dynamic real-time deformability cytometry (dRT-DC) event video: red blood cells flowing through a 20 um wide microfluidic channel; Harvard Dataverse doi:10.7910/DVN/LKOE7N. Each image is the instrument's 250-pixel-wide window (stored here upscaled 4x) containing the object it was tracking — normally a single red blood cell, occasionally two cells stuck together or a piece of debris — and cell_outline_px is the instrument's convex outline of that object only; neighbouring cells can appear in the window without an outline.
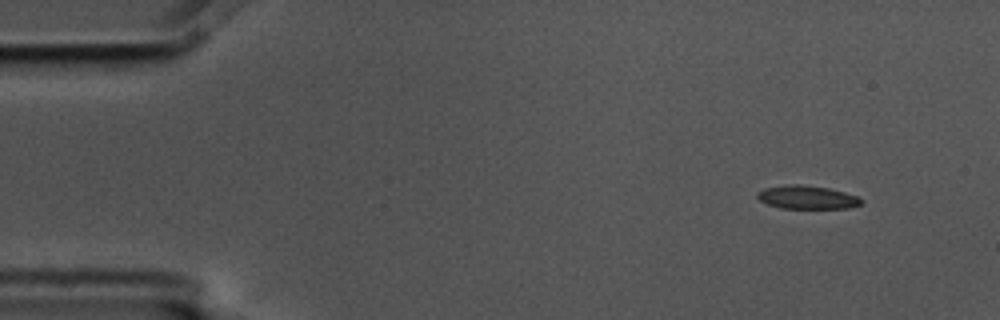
{"species": "common noctule bat (a hibernating species)", "species_latin": "Nyctalus noctula", "temperature_condition": "cold", "stored_images_in_passage": 5, "camera_frame_rate_fps": 3000, "um_per_image_px": 0.085, "animal": {"sex": "male", "body_mass_g": 17.5, "forearm_length_mm": 52.3}, "frame": {"image": 1, "passage_image": 1, "time_ms": 0.0, "image_size_px": [1000, 320], "cell_outline_px": [[864, 200], [860, 204], [848, 208], [780, 208], [768, 204], [760, 200], [756, 196], [756, 192], [764, 188], [788, 184], [800, 184], [828, 188], [844, 192], [856, 196]], "centroid_in_image_um": [68.57, 16.76], "position_along_channel_um": 16.4, "area_um2": 14.1}}
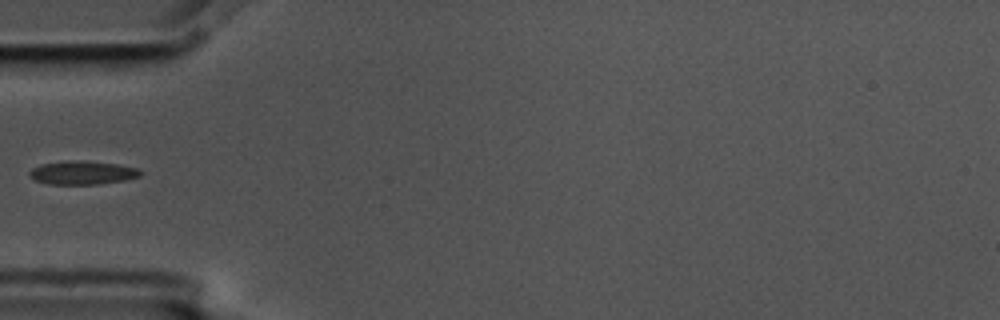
{"frame": {"image": 2, "passage_image": 4, "time_ms": 1.0, "image_size_px": [1000, 320], "cell_outline_px": [[144, 172], [140, 176], [124, 180], [100, 184], [48, 184], [36, 180], [28, 176], [28, 172], [32, 168], [40, 164], [72, 160], [116, 164], [136, 168]], "centroid_in_image_um": [6.98, 14.69], "position_along_channel_um": 78.0, "area_um2": 15.09}}